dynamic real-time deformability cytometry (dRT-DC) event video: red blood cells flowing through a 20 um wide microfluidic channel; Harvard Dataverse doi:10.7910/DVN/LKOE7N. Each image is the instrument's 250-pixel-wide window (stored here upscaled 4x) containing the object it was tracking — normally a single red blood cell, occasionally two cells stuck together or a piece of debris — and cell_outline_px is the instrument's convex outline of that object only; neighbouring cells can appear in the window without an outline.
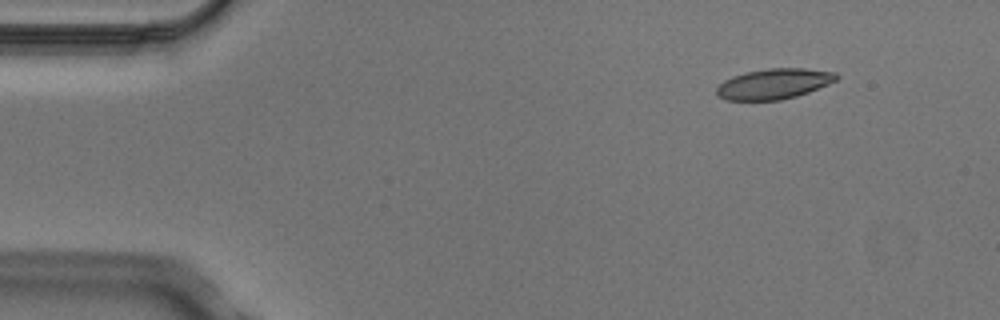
{"species": "Egyptian fruit bat (a non-hibernating species)", "species_latin": "Rousettus aegyptiacus", "temperature_condition": "cold", "stored_images_in_passage": 3, "camera_frame_rate_fps": 3000, "um_per_image_px": 0.085, "animal": {"sex": "male"}, "frame": {"image": 1, "passage_image": 1, "time_ms": 0.0, "image_size_px": [1000, 320], "cell_outline_px": [[840, 76], [836, 80], [828, 84], [808, 92], [796, 96], [780, 100], [724, 100], [716, 96], [716, 88], [724, 80], [732, 76], [744, 72], [768, 68], [804, 68], [836, 72]], "centroid_in_image_um": [65.76, 7.12], "position_along_channel_um": 19.2, "area_um2": 21.39}}